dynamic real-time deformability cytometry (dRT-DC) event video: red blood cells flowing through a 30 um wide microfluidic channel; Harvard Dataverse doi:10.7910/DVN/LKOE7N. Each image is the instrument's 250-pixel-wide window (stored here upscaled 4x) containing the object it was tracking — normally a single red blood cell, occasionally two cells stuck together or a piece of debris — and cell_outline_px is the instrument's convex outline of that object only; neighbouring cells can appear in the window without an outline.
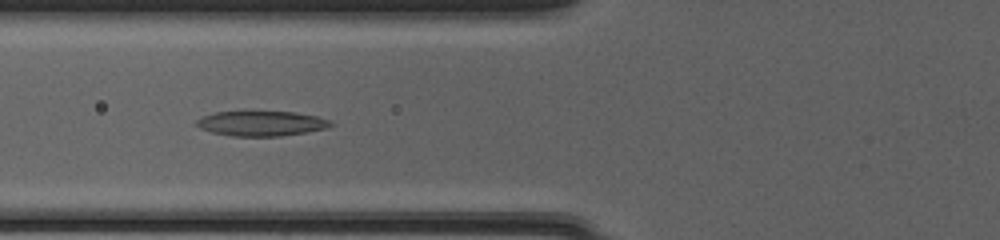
{"species": "common noctule bat (a hibernating species)", "species_latin": "Nyctalus noctula", "temperature_condition": "cold", "stored_images_in_passage": 51, "camera_frame_rate_fps": 3000, "um_per_image_px": 0.085, "animal": {"sex": "female", "body_mass_g": 20.0, "forearm_length_mm": 54.0}, "frame": {"image": 1, "passage_image": 21, "time_ms": 6.667, "image_size_px": [1000, 240], "cell_outline_px": [[336, 124], [328, 128], [308, 132], [280, 136], [232, 136], [212, 132], [200, 128], [196, 124], [196, 120], [200, 116], [216, 112], [296, 112], [316, 116], [332, 120]], "centroid_in_image_um": [22.26, 10.49], "position_along_channel_um": 103.5, "area_um2": 19.65}}
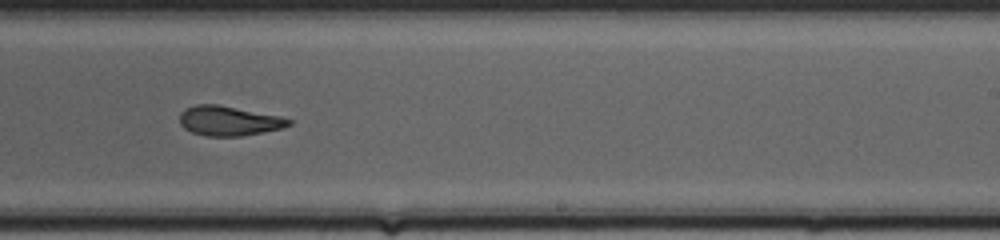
{"frame": {"image": 2, "passage_image": 33, "time_ms": 10.667, "image_size_px": [1000, 240], "cell_outline_px": [[292, 124], [284, 128], [240, 136], [204, 136], [192, 132], [184, 128], [180, 124], [180, 112], [184, 108], [196, 104], [220, 104], [280, 116], [292, 120]], "centroid_in_image_um": [19.44, 10.26], "position_along_channel_um": 269.6, "area_um2": 19.07}}
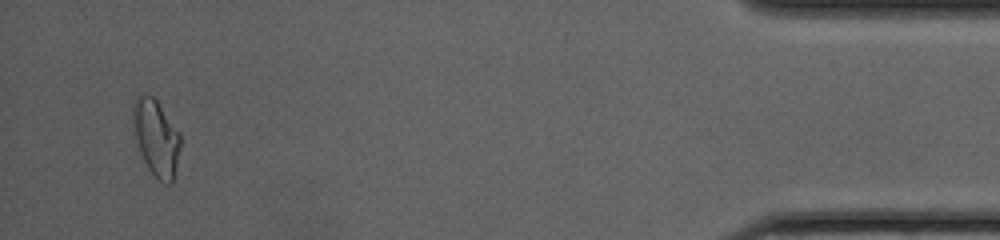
{"frame": {"image": 3, "passage_image": 49, "time_ms": 16.0, "image_size_px": [1000, 240], "cell_outline_px": [[180, 148], [172, 184], [164, 184], [148, 168], [144, 160], [136, 140], [132, 128], [132, 104], [136, 96], [144, 92], [152, 96], [156, 100], [180, 132]], "centroid_in_image_um": [13.25, 11.66], "position_along_channel_um": 422.0, "area_um2": 21.15}, "authors_computed_cell_mechanics": {"area_um2": 20.1722, "velocity_mm_per_s": 4.1451, "shape_relaxation_time_tau1_ms": 5.7823, "shape_relaxation_time_tau2_ms": 2.8679, "deformation_change_tau1": 0.199, "deformation_change_tau2": 0.0965}}